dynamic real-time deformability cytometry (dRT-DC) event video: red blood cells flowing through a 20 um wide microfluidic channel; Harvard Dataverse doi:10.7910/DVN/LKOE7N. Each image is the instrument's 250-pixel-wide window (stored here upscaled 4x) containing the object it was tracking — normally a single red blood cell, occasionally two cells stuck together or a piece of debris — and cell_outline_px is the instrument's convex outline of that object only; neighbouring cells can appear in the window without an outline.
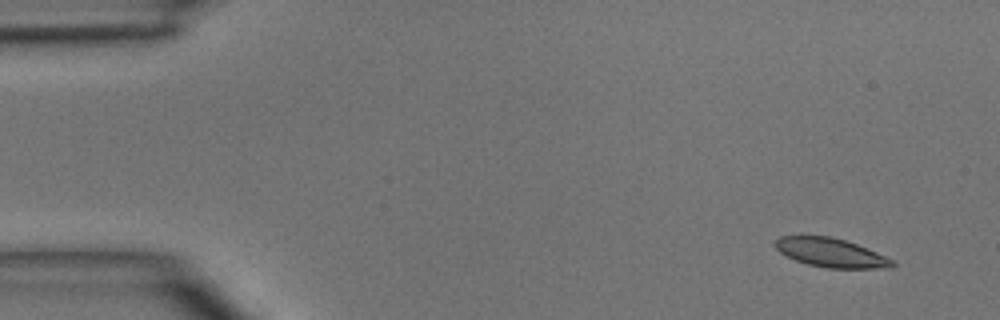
{"species": "common noctule bat (a hibernating species)", "species_latin": "Nyctalus noctula", "temperature_condition": "room temperature", "stored_images_in_passage": 3, "camera_frame_rate_fps": 3000, "um_per_image_px": 0.085, "animal": {"sex": "male", "body_mass_g": 15.6}, "frame": {"image": 1, "passage_image": 1, "time_ms": 0.0, "image_size_px": [1000, 320], "cell_outline_px": [[896, 264], [892, 268], [828, 268], [808, 264], [796, 260], [780, 252], [772, 244], [780, 236], [832, 236], [856, 244], [876, 252], [892, 260]], "centroid_in_image_um": [70.61, 21.48], "position_along_channel_um": 14.4, "area_um2": 19.54}}